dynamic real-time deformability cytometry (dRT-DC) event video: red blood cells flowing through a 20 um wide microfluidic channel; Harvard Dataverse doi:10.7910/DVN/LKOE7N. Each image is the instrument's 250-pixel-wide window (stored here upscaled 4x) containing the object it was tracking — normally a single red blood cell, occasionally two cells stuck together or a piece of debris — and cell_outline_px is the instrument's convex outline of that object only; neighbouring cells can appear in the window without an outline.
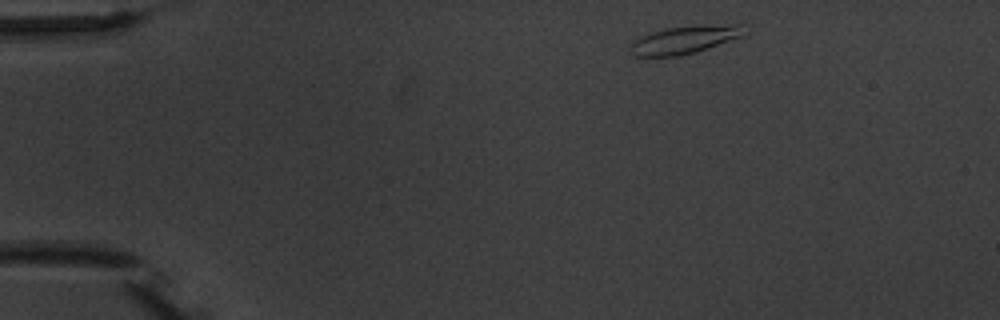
{"species": "common noctule bat (a hibernating species)", "species_latin": "Nyctalus noctula", "temperature_condition": "warm", "stored_images_in_passage": 4, "camera_frame_rate_fps": 3000, "um_per_image_px": 0.085, "animal": {"sex": "male", "body_mass_g": 20.1, "forearm_length_mm": 53.5}, "frame": {"image": 1, "passage_image": 1, "time_ms": 0.0, "image_size_px": [1000, 320], "cell_outline_px": [[744, 24], [740, 36], [696, 52], [680, 56], [632, 56], [628, 48], [632, 40], [640, 36], [652, 32], [668, 28], [692, 24]], "centroid_in_image_um": [58.09, 3.37], "position_along_channel_um": 26.9, "area_um2": 18.61}}
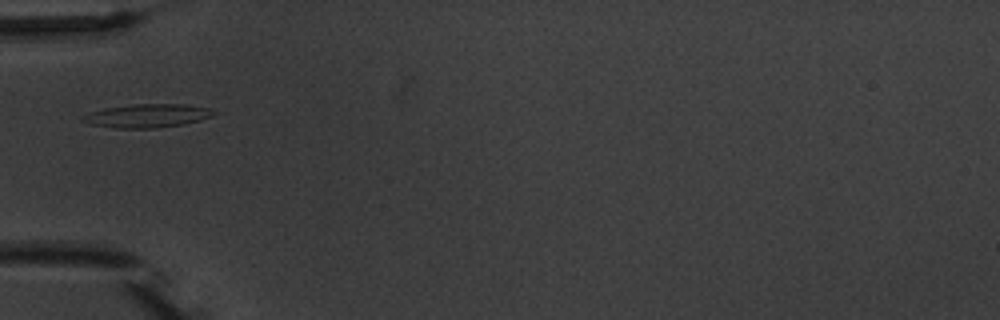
{"frame": {"image": 2, "passage_image": 4, "time_ms": 3.333, "image_size_px": [1000, 320], "cell_outline_px": [[220, 112], [212, 116], [200, 120], [184, 124], [156, 128], [112, 128], [88, 124], [80, 120], [80, 116], [88, 112], [104, 108], [132, 104], [184, 104], [212, 108]], "centroid_in_image_um": [12.5, 9.84], "position_along_channel_um": 72.5, "area_um2": 18.38}}